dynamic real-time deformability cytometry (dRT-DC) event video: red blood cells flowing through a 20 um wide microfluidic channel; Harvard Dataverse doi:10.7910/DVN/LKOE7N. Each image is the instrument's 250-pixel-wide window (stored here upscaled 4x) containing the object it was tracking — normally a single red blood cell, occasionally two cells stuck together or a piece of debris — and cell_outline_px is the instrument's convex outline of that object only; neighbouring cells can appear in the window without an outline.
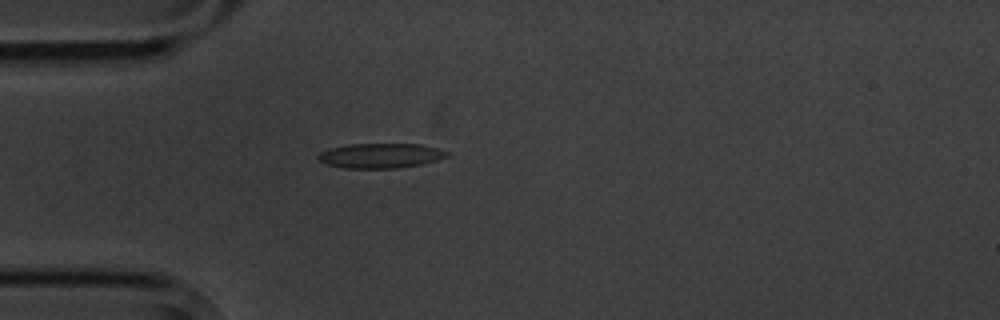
{"species": "common noctule bat (a hibernating species)", "species_latin": "Nyctalus noctula", "temperature_condition": "cold", "stored_images_in_passage": 1, "camera_frame_rate_fps": 3000, "um_per_image_px": 0.085, "animal": {"sex": "male", "body_mass_g": 20.1, "forearm_length_mm": 53.5}, "frame": {"image": 1, "passage_image": 1, "time_ms": 0.0, "image_size_px": [1000, 320], "cell_outline_px": [[448, 156], [424, 164], [396, 168], [344, 168], [328, 164], [320, 160], [316, 156], [320, 152], [328, 148], [348, 144], [420, 144], [436, 148], [448, 152]], "centroid_in_image_um": [32.33, 13.23], "position_along_channel_um": 52.7, "area_um2": 18.55}}